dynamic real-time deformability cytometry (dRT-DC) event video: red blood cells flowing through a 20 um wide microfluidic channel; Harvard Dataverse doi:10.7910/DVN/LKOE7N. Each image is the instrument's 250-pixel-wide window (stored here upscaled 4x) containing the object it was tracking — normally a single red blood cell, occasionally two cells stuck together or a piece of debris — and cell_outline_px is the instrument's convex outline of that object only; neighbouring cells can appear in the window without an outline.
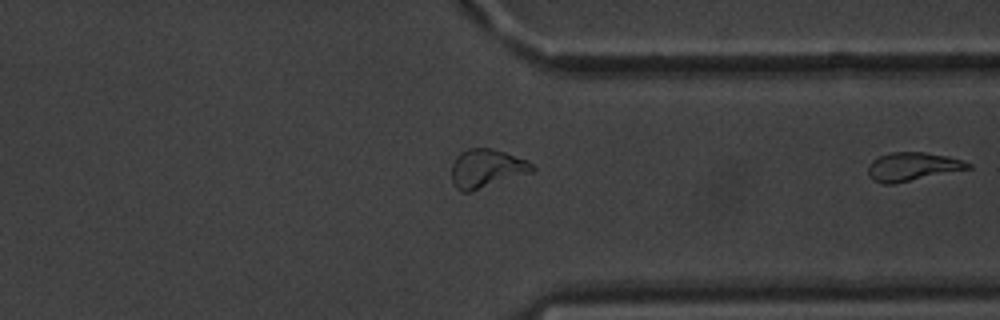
{"species": "common noctule bat (a hibernating species)", "species_latin": "Nyctalus noctula", "temperature_condition": "warm", "stored_images_in_passage": 21, "camera_frame_rate_fps": 3000, "um_per_image_px": 0.085, "animal": {"sex": "male", "body_mass_g": 20.1, "forearm_length_mm": 53.5}, "frame": {"image": 1, "passage_image": 21, "time_ms": 6.667, "image_size_px": [1000, 320], "cell_outline_px": [[972, 168], [896, 184], [884, 184], [876, 180], [868, 172], [868, 164], [872, 160], [880, 156], [892, 152], [924, 152], [964, 160], [972, 164]], "centroid_in_image_um": [77.6, 14.17], "position_along_channel_um": 333.8, "area_um2": 16.53}}